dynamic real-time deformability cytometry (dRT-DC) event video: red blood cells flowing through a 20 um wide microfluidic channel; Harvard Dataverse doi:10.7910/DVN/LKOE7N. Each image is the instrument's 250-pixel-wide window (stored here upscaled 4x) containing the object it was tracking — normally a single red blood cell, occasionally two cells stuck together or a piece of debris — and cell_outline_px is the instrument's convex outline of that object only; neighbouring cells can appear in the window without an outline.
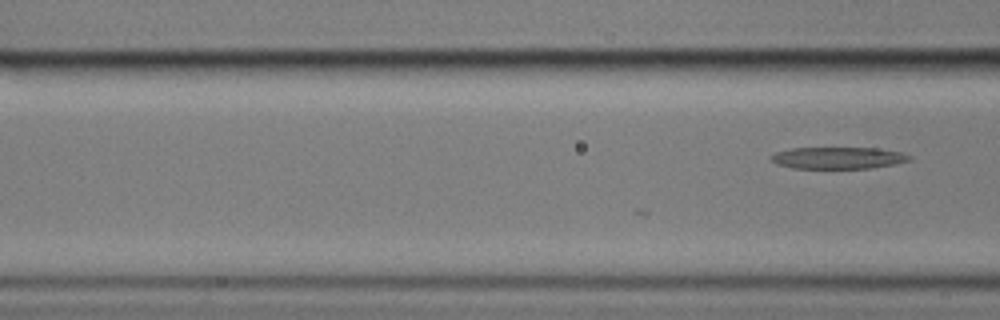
{"species": "common noctule bat (a hibernating species)", "species_latin": "Nyctalus noctula", "temperature_condition": "cold", "stored_images_in_passage": 7, "segment_of_instrument_passage": [2, 2], "camera_frame_rate_fps": 3000, "um_per_image_px": 0.085, "animal": {"sex": "male", "body_mass_g": 17.9}, "frame": {"image": 1, "passage_image": 7, "time_ms": 8.333, "image_size_px": [1000, 320], "cell_outline_px": [[912, 160], [896, 164], [872, 168], [792, 168], [776, 164], [768, 156], [776, 152], [792, 148], [876, 148], [904, 152], [912, 156]], "centroid_in_image_um": [71.28, 13.42], "position_along_channel_um": 95.3, "area_um2": 17.74}}